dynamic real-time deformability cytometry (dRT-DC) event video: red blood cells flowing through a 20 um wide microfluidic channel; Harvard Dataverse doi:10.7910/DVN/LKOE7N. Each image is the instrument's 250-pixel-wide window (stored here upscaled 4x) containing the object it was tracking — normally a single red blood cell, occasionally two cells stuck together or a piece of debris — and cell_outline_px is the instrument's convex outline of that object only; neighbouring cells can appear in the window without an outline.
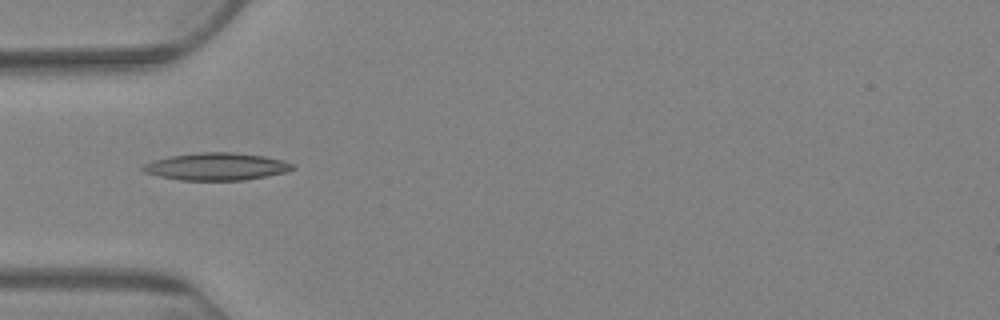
{"species": "Egyptian fruit bat (a non-hibernating species)", "species_latin": "Rousettus aegyptiacus", "temperature_condition": "warm", "stored_images_in_passage": 2, "camera_frame_rate_fps": 3000, "um_per_image_px": 0.085, "animal": {"sex": "female"}, "frame": {"image": 1, "passage_image": 1, "time_ms": 0.0, "image_size_px": [1000, 320], "cell_outline_px": [[296, 168], [288, 172], [244, 180], [180, 180], [160, 176], [144, 172], [140, 168], [144, 164], [152, 160], [172, 156], [200, 152], [236, 152], [264, 156], [284, 160], [296, 164]], "centroid_in_image_um": [18.45, 14.15], "position_along_channel_um": 66.5, "area_um2": 24.04}}
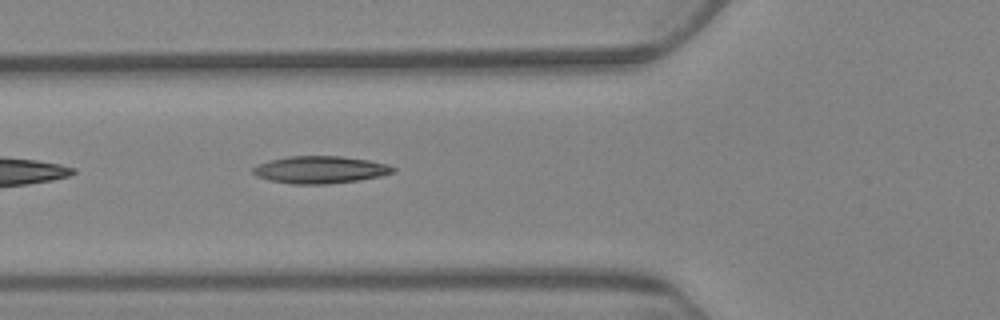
{"frame": {"image": 2, "passage_image": 2, "time_ms": 1.0, "image_size_px": [1000, 320], "cell_outline_px": [[396, 172], [380, 176], [360, 180], [328, 184], [292, 184], [268, 180], [256, 176], [252, 172], [252, 168], [268, 160], [288, 156], [340, 156], [368, 160], [388, 164], [396, 168]], "centroid_in_image_um": [27.22, 14.43], "position_along_channel_um": 98.6, "area_um2": 22.43}}